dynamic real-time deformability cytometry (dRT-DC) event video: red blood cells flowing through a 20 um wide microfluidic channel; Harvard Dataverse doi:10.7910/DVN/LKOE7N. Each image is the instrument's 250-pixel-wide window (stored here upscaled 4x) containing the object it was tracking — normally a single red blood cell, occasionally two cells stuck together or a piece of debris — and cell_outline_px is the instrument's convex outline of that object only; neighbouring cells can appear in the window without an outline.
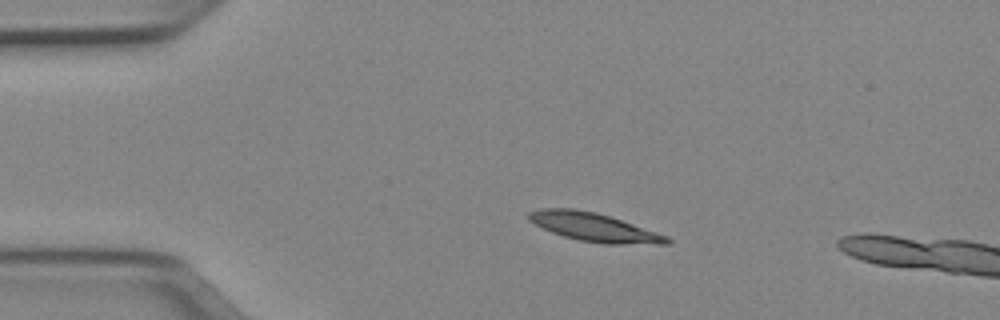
{"species": "Egyptian fruit bat (a non-hibernating species)", "species_latin": "Rousettus aegyptiacus", "temperature_condition": "cold", "stored_images_in_passage": 4, "camera_frame_rate_fps": 3000, "um_per_image_px": 0.085, "animal": {"sex": "female"}, "frame": {"image": 1, "passage_image": 1, "time_ms": 0.0, "image_size_px": [1000, 320], "cell_outline_px": [[672, 240], [668, 244], [604, 244], [580, 240], [564, 236], [552, 232], [528, 220], [528, 212], [544, 208], [572, 208], [596, 212], [668, 236]], "centroid_in_image_um": [50.5, 19.31], "position_along_channel_um": 34.5, "area_um2": 22.6}}